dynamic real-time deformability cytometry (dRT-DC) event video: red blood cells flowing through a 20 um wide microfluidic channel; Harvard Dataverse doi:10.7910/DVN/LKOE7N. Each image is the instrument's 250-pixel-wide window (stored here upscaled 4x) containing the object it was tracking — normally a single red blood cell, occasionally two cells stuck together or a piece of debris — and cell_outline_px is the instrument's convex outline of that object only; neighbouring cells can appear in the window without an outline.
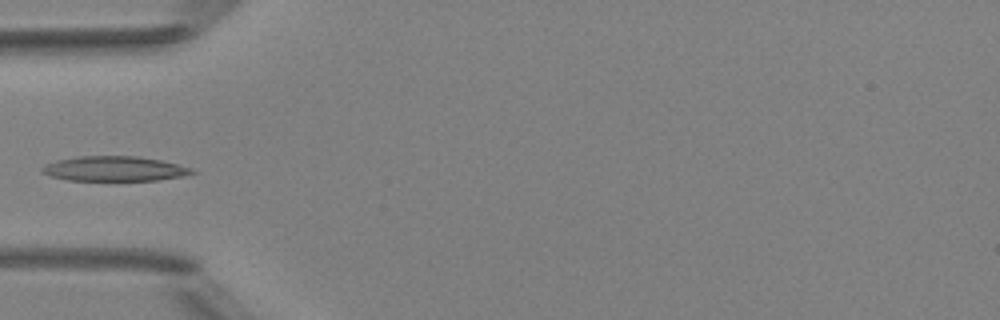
{"species": "Egyptian fruit bat (a non-hibernating species)", "species_latin": "Rousettus aegyptiacus", "temperature_condition": "room temperature", "stored_images_in_passage": 5, "camera_frame_rate_fps": 3000, "um_per_image_px": 0.085, "animal": {"sex": "female"}, "frame": {"image": 1, "passage_image": 4, "time_ms": 4.333, "image_size_px": [1000, 320], "cell_outline_px": [[196, 172], [180, 176], [156, 180], [68, 180], [52, 176], [40, 172], [40, 168], [44, 164], [56, 160], [76, 156], [136, 156], [160, 160], [192, 168]], "centroid_in_image_um": [9.65, 14.33], "position_along_channel_um": 75.4, "area_um2": 21.56}}
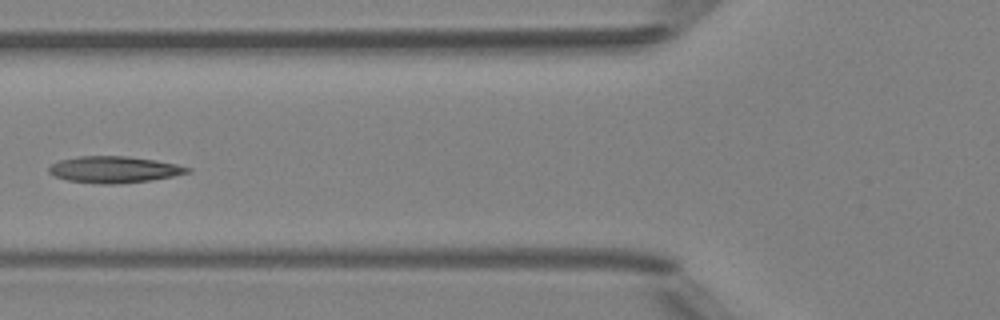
{"frame": {"image": 2, "passage_image": 5, "time_ms": 5.333, "image_size_px": [1000, 320], "cell_outline_px": [[192, 172], [152, 180], [116, 184], [100, 184], [68, 180], [52, 176], [48, 172], [48, 168], [52, 164], [60, 160], [80, 156], [124, 156], [156, 160], [176, 164], [192, 168]], "centroid_in_image_um": [9.7, 14.41], "position_along_channel_um": 116.1, "area_um2": 21.44}}